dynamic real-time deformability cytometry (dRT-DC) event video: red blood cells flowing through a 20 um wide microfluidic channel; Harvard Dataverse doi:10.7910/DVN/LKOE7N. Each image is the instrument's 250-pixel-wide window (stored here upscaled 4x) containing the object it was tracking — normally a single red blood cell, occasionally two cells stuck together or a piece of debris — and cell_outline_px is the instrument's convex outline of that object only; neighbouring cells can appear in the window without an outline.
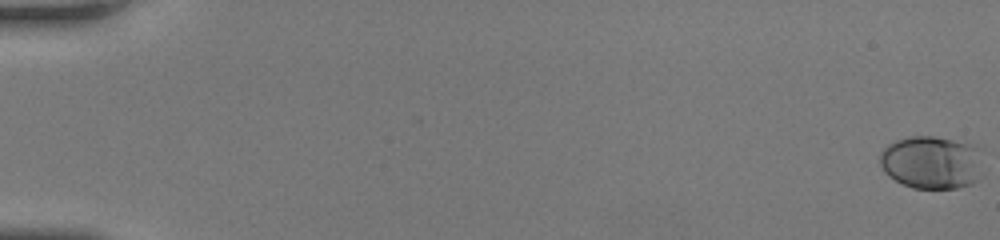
{"species": "human", "species_latin": "Homo sapiens", "temperature_condition": "room temperature", "stored_images_in_passage": 52, "camera_frame_rate_fps": 3000, "um_per_image_px": 0.085, "donor": {"sex": "female"}, "frame": {"image": 1, "passage_image": 1, "time_ms": 0.0, "image_size_px": [1000, 240], "cell_outline_px": [[984, 172], [972, 184], [956, 188], [912, 188], [888, 176], [884, 172], [880, 164], [880, 152], [888, 144], [896, 140], [908, 136], [936, 136], [976, 144], [984, 148]], "centroid_in_image_um": [79.29, 13.77], "position_along_channel_um": 5.7, "area_um2": 33.0}}
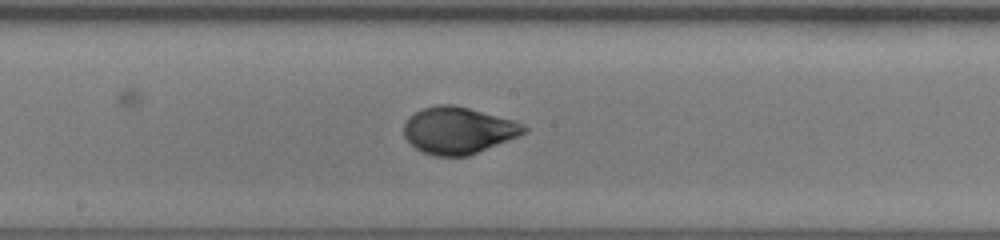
{"frame": {"image": 2, "passage_image": 30, "time_ms": 9.667, "image_size_px": [1000, 240], "cell_outline_px": [[528, 132], [520, 136], [468, 156], [436, 156], [424, 152], [416, 148], [404, 136], [404, 124], [408, 116], [424, 108], [436, 104], [456, 104], [512, 120], [528, 128]], "centroid_in_image_um": [38.95, 11.08], "position_along_channel_um": 209.2, "area_um2": 32.71}}
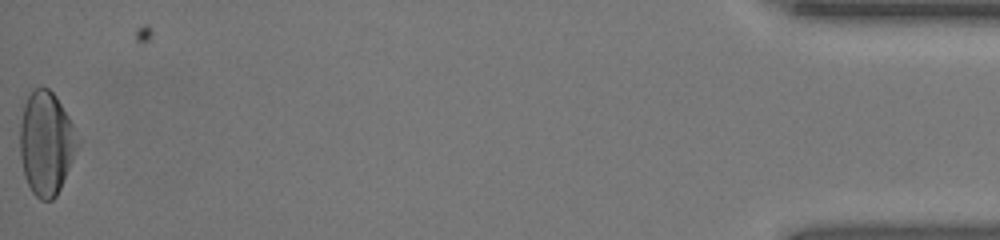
{"frame": {"image": 3, "passage_image": 52, "time_ms": 17.0, "image_size_px": [1000, 240], "cell_outline_px": [[80, 144], [60, 188], [56, 196], [52, 200], [40, 200], [32, 192], [24, 176], [20, 156], [20, 120], [24, 104], [32, 88], [48, 88], [56, 96], [68, 116], [80, 140]], "centroid_in_image_um": [3.92, 12.17], "position_along_channel_um": 431.3, "area_um2": 34.8}, "authors_computed_cell_mechanics": {"area_um2": 31.9634, "velocity_mm_per_s": 4.2766, "shape_relaxation_time_tau1_ms": 3.6144, "shape_relaxation_time_tau2_ms": null, "deformation_change_tau1": 0.1848, "deformation_change_tau2": null}}